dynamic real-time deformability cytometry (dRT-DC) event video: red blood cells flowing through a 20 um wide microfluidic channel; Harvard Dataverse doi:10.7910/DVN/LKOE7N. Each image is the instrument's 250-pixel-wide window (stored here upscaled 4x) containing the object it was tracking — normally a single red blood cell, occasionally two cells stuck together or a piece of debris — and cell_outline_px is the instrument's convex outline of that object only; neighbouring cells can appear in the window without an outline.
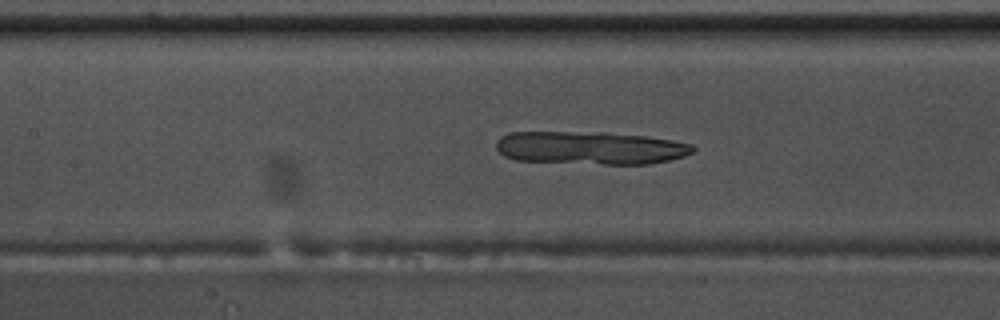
{"species": "common noctule bat (a hibernating species)", "species_latin": "Nyctalus noctula", "temperature_condition": "warm", "stored_images_in_passage": 32, "camera_frame_rate_fps": 3000, "um_per_image_px": 0.085, "animal": {"sex": "male", "body_mass_g": 17.5, "forearm_length_mm": 52.3}, "frame": {"image": 1, "passage_image": 18, "time_ms": 5.667, "image_size_px": [1000, 320], "cell_outline_px": [[696, 148], [692, 152], [684, 156], [668, 160], [648, 164], [604, 164], [516, 160], [504, 156], [496, 148], [496, 140], [500, 136], [508, 132], [604, 132], [644, 136], [672, 140], [692, 144]], "centroid_in_image_um": [50.15, 12.56], "position_along_channel_um": 157.2, "area_um2": 37.86}}